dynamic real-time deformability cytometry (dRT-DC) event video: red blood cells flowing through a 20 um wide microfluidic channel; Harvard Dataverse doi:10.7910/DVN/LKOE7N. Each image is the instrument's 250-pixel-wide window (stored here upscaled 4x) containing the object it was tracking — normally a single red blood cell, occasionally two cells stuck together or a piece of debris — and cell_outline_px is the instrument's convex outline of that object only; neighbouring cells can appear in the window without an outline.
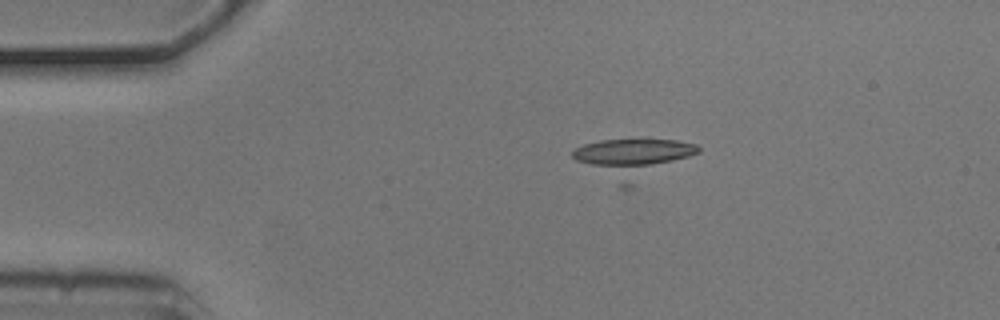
{"species": "common noctule bat (a hibernating species)", "species_latin": "Nyctalus noctula", "temperature_condition": "cold", "stored_images_in_passage": 4, "camera_frame_rate_fps": 3000, "um_per_image_px": 0.085, "animal": {"sex": "male", "body_mass_g": 20.5, "forearm_length_mm": 52.5}, "frame": {"image": 1, "passage_image": 2, "time_ms": 0.333, "image_size_px": [1000, 320], "cell_outline_px": [[700, 152], [688, 156], [672, 160], [652, 164], [628, 168], [620, 168], [592, 164], [576, 160], [572, 156], [572, 152], [576, 148], [584, 144], [600, 140], [644, 136], [676, 140], [696, 144], [700, 148]], "centroid_in_image_um": [53.84, 12.89], "position_along_channel_um": 31.2, "area_um2": 20.69}}
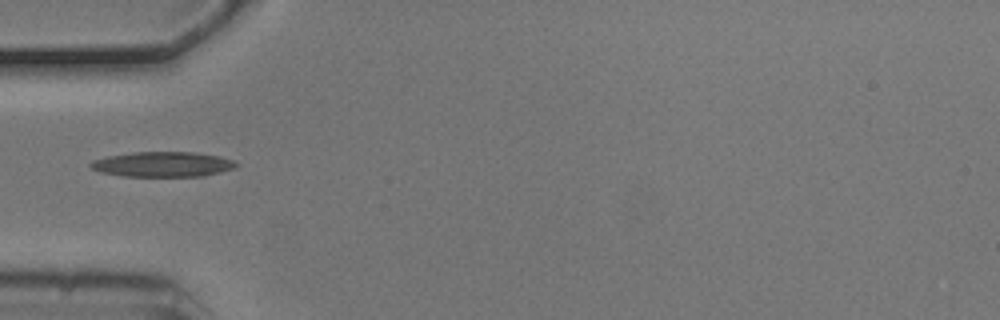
{"frame": {"image": 2, "passage_image": 4, "time_ms": 1.0, "image_size_px": [1000, 320], "cell_outline_px": [[240, 164], [232, 168], [220, 172], [204, 176], [120, 176], [100, 172], [92, 168], [88, 164], [92, 160], [108, 156], [132, 152], [192, 152], [220, 156], [232, 160]], "centroid_in_image_um": [13.8, 13.96], "position_along_channel_um": 71.2, "area_um2": 21.27}}